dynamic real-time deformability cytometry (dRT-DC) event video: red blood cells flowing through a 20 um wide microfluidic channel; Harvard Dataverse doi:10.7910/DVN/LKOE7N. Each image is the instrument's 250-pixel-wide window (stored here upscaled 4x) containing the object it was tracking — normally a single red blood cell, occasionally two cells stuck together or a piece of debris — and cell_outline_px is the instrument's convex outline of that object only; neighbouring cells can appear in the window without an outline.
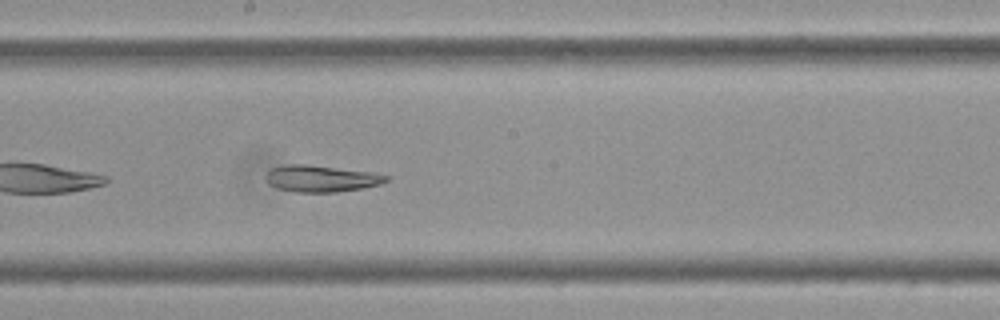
{"species": "Egyptian fruit bat (a non-hibernating species)", "species_latin": "Rousettus aegyptiacus", "temperature_condition": "cold", "stored_images_in_passage": 41, "camera_frame_rate_fps": 3000, "um_per_image_px": 0.085, "frame": {"image": 1, "passage_image": 14, "time_ms": 4.333, "image_size_px": [1000, 320], "cell_outline_px": [[388, 180], [380, 184], [364, 188], [336, 192], [296, 192], [276, 188], [268, 184], [268, 172], [272, 168], [288, 164], [304, 164], [372, 172], [388, 176]], "centroid_in_image_um": [27.31, 15.19], "position_along_channel_um": 220.9, "area_um2": 18.44}}
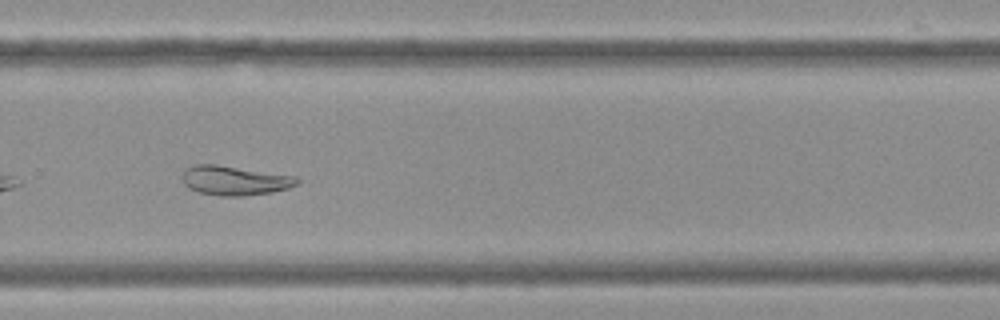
{"frame": {"image": 2, "passage_image": 22, "time_ms": 7.0, "image_size_px": [1000, 320], "cell_outline_px": [[300, 180], [296, 184], [288, 188], [272, 192], [244, 196], [220, 196], [200, 192], [188, 188], [184, 184], [180, 176], [184, 168], [196, 164], [216, 164], [296, 176]], "centroid_in_image_um": [19.9, 15.33], "position_along_channel_um": 309.9, "area_um2": 19.83}}
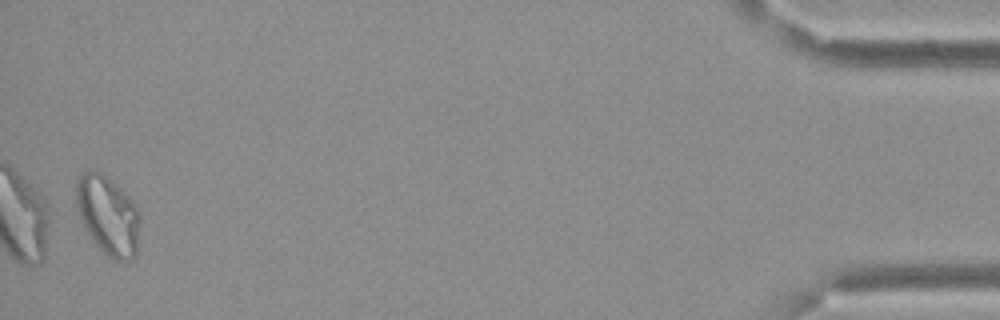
{"frame": {"image": 3, "passage_image": 40, "time_ms": 13.0, "image_size_px": [1000, 320], "cell_outline_px": [[140, 220], [136, 256], [132, 260], [116, 260], [108, 256], [96, 244], [84, 228], [76, 208], [76, 184], [80, 176], [84, 172], [92, 168], [96, 168], [120, 188], [136, 204], [140, 212]], "centroid_in_image_um": [9.18, 18.29], "position_along_channel_um": 426.0, "area_um2": 29.59}}